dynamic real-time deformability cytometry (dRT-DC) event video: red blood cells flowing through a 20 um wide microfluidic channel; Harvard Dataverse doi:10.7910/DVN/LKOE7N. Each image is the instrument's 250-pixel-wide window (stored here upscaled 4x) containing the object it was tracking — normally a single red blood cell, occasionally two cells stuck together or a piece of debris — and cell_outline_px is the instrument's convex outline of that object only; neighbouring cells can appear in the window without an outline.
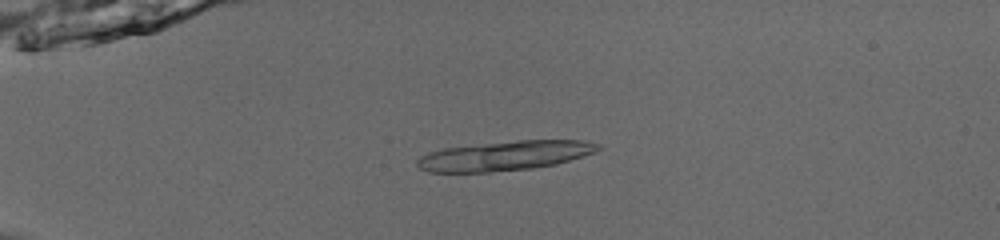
{"species": "common noctule bat (a hibernating species)", "species_latin": "Nyctalus noctula", "temperature_condition": "room temperature", "stored_images_in_passage": 34, "camera_frame_rate_fps": 3000, "um_per_image_px": 0.085, "animal": {"sex": "male", "body_mass_g": 13.0, "forearm_length_mm": 53.1}, "frame": {"image": 1, "passage_image": 15, "time_ms": 4.667, "image_size_px": [1000, 240], "cell_outline_px": [[604, 148], [596, 152], [556, 164], [532, 168], [488, 172], [428, 172], [420, 168], [416, 164], [416, 160], [420, 156], [444, 148], [520, 140], [580, 140], [600, 144]], "centroid_in_image_um": [42.95, 13.24], "position_along_channel_um": 42.1, "area_um2": 30.92}}